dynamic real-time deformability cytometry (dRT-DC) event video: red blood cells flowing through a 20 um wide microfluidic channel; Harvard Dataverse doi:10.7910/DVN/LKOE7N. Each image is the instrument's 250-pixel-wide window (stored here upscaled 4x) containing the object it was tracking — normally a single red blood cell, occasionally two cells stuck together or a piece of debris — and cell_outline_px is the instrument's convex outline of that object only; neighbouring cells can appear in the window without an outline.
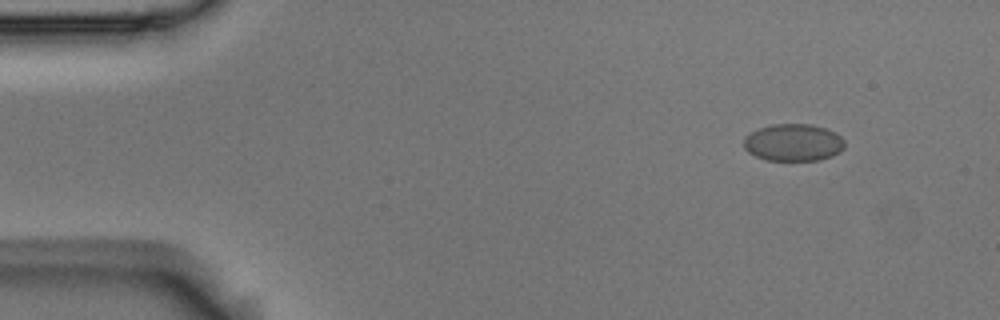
{"species": "Egyptian fruit bat (a non-hibernating species)", "species_latin": "Rousettus aegyptiacus", "temperature_condition": "room temperature", "stored_images_in_passage": 5, "camera_frame_rate_fps": 3000, "um_per_image_px": 0.085, "animal": {"sex": "male"}, "frame": {"image": 1, "passage_image": 2, "time_ms": 0.333, "image_size_px": [1000, 320], "cell_outline_px": [[844, 148], [840, 152], [832, 156], [820, 160], [764, 160], [748, 152], [744, 148], [744, 136], [760, 128], [772, 124], [812, 124], [836, 132], [844, 140]], "centroid_in_image_um": [67.44, 12.12], "position_along_channel_um": 17.6, "area_um2": 21.96}}
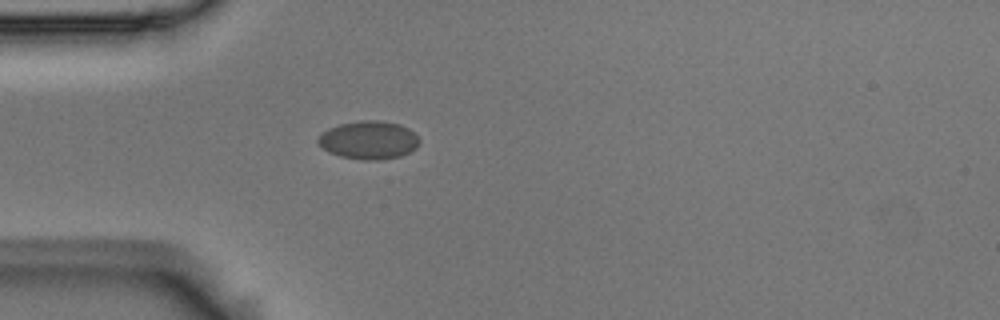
{"frame": {"image": 2, "passage_image": 5, "time_ms": 1.333, "image_size_px": [1000, 320], "cell_outline_px": [[420, 140], [416, 148], [400, 156], [380, 160], [364, 160], [340, 156], [328, 152], [316, 140], [320, 132], [328, 128], [340, 124], [360, 120], [376, 120], [400, 124], [408, 128]], "centroid_in_image_um": [31.31, 11.9], "position_along_channel_um": 53.7, "area_um2": 22.54}}